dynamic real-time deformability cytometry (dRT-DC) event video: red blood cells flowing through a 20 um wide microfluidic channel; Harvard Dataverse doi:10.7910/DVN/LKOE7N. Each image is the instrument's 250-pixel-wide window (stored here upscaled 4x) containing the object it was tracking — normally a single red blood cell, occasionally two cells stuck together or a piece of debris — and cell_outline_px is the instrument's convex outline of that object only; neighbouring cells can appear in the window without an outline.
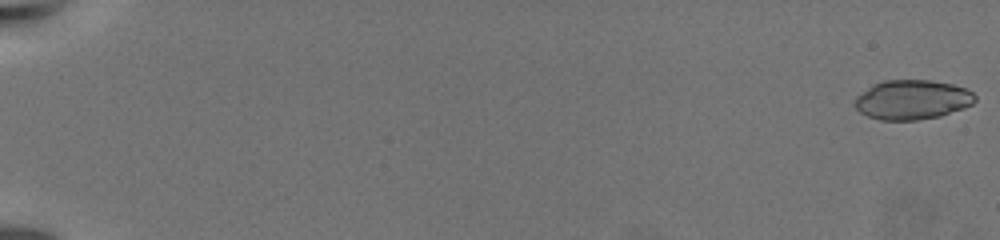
{"species": "common noctule bat (a hibernating species)", "species_latin": "Nyctalus noctula", "temperature_condition": "warm", "stored_images_in_passage": 67, "camera_frame_rate_fps": 3000, "um_per_image_px": 0.085, "animal": {"sex": "female", "body_mass_g": 19.5, "forearm_length_mm": 54.1}, "frame": {"image": 1, "passage_image": 1, "time_ms": 0.0, "image_size_px": [1000, 240], "cell_outline_px": [[976, 100], [972, 104], [964, 108], [940, 116], [916, 120], [880, 120], [868, 116], [860, 112], [856, 108], [856, 96], [872, 84], [884, 80], [928, 80], [952, 84], [964, 88], [972, 92], [976, 96]], "centroid_in_image_um": [77.54, 8.47], "position_along_channel_um": 7.5, "area_um2": 27.63}}
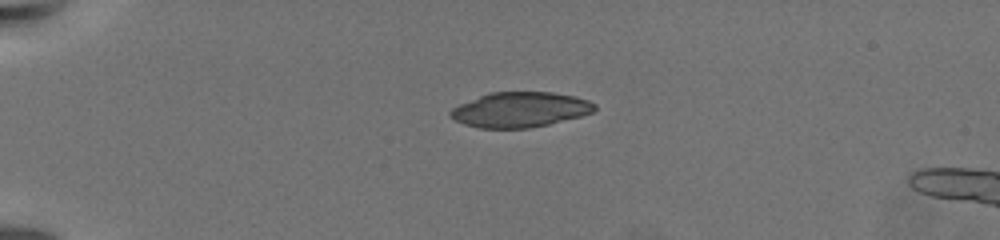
{"frame": {"image": 2, "passage_image": 19, "time_ms": 6.0, "image_size_px": [1000, 240], "cell_outline_px": [[596, 108], [592, 112], [580, 116], [548, 124], [528, 128], [480, 128], [464, 124], [456, 120], [448, 112], [452, 108], [460, 104], [488, 92], [552, 92], [572, 96], [588, 100], [596, 104]], "centroid_in_image_um": [44.2, 9.31], "position_along_channel_um": 40.8, "area_um2": 29.25}}
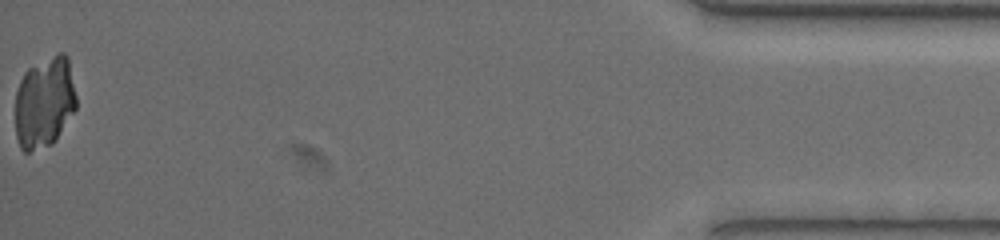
{"frame": {"image": 3, "passage_image": 67, "time_ms": 22.0, "image_size_px": [1000, 240], "cell_outline_px": [[76, 108], [56, 140], [52, 144], [28, 152], [24, 152], [20, 148], [16, 136], [16, 92], [20, 80], [24, 72], [28, 68], [60, 52], [64, 52], [68, 56], [76, 96]], "centroid_in_image_um": [3.78, 8.7], "position_along_channel_um": 431.4, "area_um2": 32.48}}